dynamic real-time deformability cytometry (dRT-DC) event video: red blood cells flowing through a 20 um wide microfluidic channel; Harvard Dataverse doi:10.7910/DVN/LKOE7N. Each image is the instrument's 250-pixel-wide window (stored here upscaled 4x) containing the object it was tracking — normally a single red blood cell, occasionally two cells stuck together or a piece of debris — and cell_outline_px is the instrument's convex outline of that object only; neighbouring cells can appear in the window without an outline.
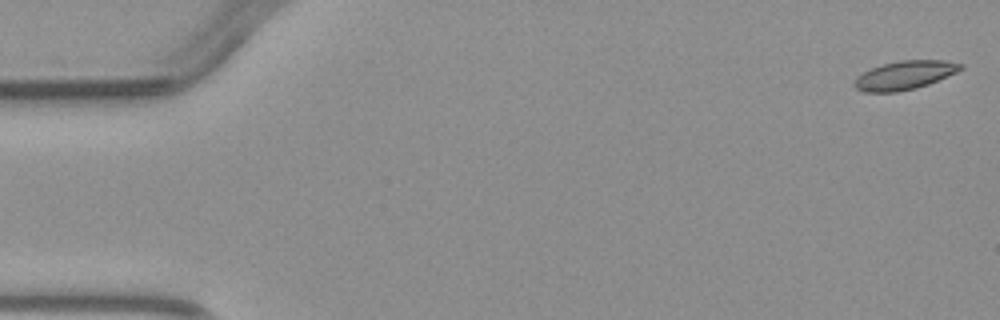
{"species": "common noctule bat (a hibernating species)", "species_latin": "Nyctalus noctula", "temperature_condition": "warm", "stored_images_in_passage": 5, "camera_frame_rate_fps": 3000, "um_per_image_px": 0.085, "animal": {"sex": "male", "body_mass_g": 23.1, "forearm_length_mm": 52.7}, "frame": {"image": 1, "passage_image": 1, "time_ms": 0.0, "image_size_px": [1000, 320], "cell_outline_px": [[964, 68], [956, 72], [928, 84], [916, 88], [896, 92], [864, 92], [856, 88], [852, 84], [856, 76], [872, 68], [884, 64], [900, 60], [944, 60], [964, 64]], "centroid_in_image_um": [76.88, 6.39], "position_along_channel_um": 8.1, "area_um2": 17.69}}
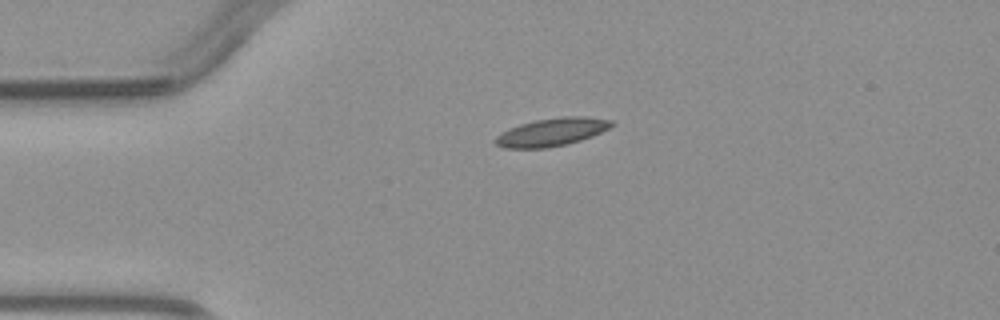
{"frame": {"image": 2, "passage_image": 3, "time_ms": 3.333, "image_size_px": [1000, 320], "cell_outline_px": [[616, 124], [592, 136], [568, 144], [548, 148], [504, 148], [496, 144], [496, 136], [520, 124], [536, 120], [560, 116], [584, 116], [612, 120]], "centroid_in_image_um": [46.95, 11.22], "position_along_channel_um": 38.1, "area_um2": 18.79}}
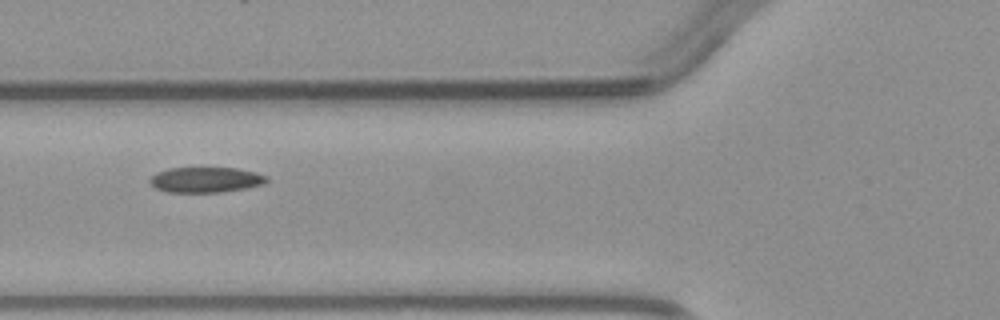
{"frame": {"image": 3, "passage_image": 5, "time_ms": 5.667, "image_size_px": [1000, 320], "cell_outline_px": [[268, 180], [264, 184], [244, 188], [220, 192], [168, 192], [156, 188], [148, 180], [156, 172], [168, 168], [236, 168], [256, 172], [268, 176]], "centroid_in_image_um": [17.49, 15.27], "position_along_channel_um": 108.3, "area_um2": 17.22}}